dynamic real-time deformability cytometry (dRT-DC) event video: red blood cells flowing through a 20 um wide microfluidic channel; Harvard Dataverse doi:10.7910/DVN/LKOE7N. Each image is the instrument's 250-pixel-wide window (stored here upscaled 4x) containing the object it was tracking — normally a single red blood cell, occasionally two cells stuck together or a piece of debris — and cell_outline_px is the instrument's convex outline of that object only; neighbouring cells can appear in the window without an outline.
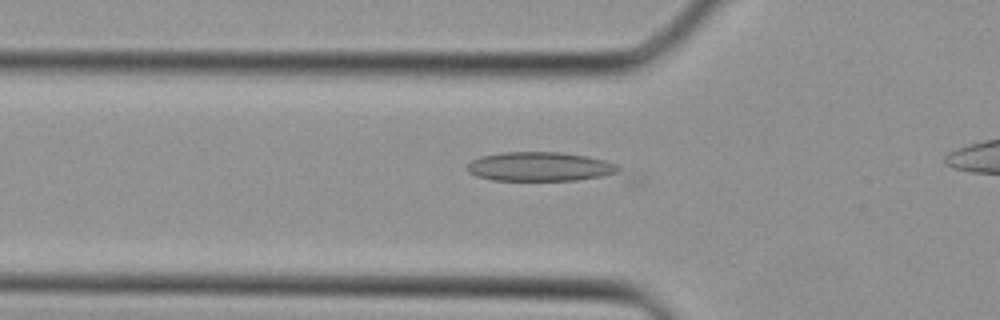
{"species": "Egyptian fruit bat (a non-hibernating species)", "species_latin": "Rousettus aegyptiacus", "temperature_condition": "cold", "stored_images_in_passage": 25, "camera_frame_rate_fps": 3000, "um_per_image_px": 0.085, "animal": {"sex": "female"}, "frame": {"image": 1, "passage_image": 4, "time_ms": 1.0, "image_size_px": [1000, 320], "cell_outline_px": [[644, 180], [640, 188], [632, 188], [492, 180], [476, 176], [468, 172], [464, 168], [472, 160], [480, 156], [500, 152], [564, 152], [588, 156], [604, 160], [616, 164], [644, 176]], "centroid_in_image_um": [47.04, 14.41], "position_along_channel_um": 78.8, "area_um2": 33.29}}
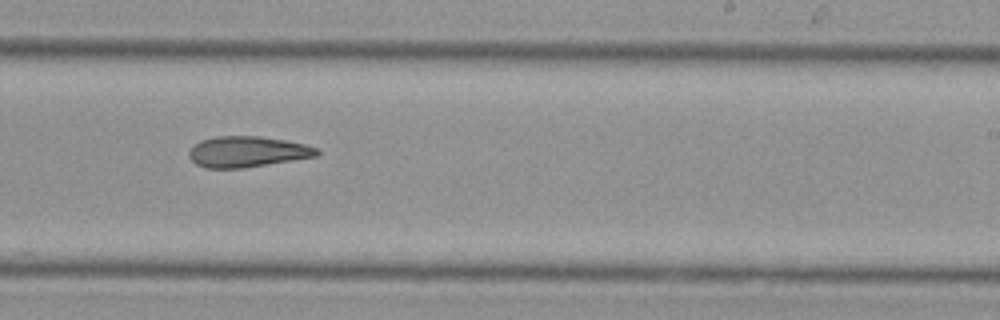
{"frame": {"image": 2, "passage_image": 15, "time_ms": 4.667, "image_size_px": [1000, 320], "cell_outline_px": [[320, 156], [244, 168], [204, 168], [196, 164], [188, 156], [188, 152], [192, 144], [200, 140], [216, 136], [260, 136], [284, 140], [304, 144], [320, 148]], "centroid_in_image_um": [21.02, 12.9], "position_along_channel_um": 268.0, "area_um2": 23.35}}
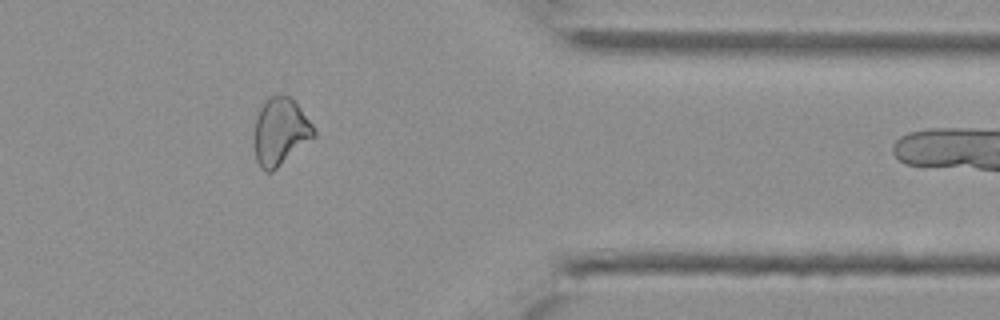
{"frame": {"image": 3, "passage_image": 23, "time_ms": 7.333, "image_size_px": [1000, 320], "cell_outline_px": [[316, 136], [272, 172], [264, 172], [260, 168], [256, 160], [256, 120], [260, 108], [268, 96], [280, 92], [288, 96], [300, 108], [312, 124], [316, 132]], "centroid_in_image_um": [23.85, 11.18], "position_along_channel_um": 387.6, "area_um2": 23.18}}